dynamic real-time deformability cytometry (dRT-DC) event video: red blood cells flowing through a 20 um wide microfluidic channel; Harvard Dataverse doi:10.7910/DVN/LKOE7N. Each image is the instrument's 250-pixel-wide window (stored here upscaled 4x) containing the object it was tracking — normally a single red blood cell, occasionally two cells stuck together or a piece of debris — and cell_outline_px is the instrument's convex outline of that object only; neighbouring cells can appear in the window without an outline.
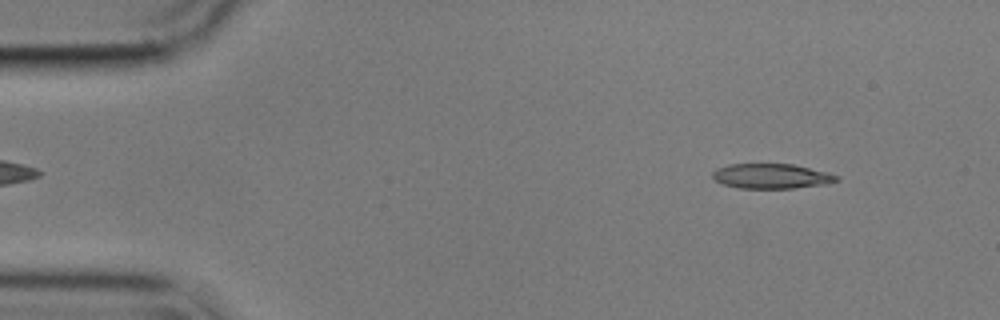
{"species": "common noctule bat (a hibernating species)", "species_latin": "Nyctalus noctula", "temperature_condition": "cold", "stored_images_in_passage": 55, "camera_frame_rate_fps": 3000, "um_per_image_px": 0.085, "animal": {"sex": "male", "body_mass_g": 17.9}, "frame": {"image": 1, "passage_image": 6, "time_ms": 1.667, "image_size_px": [1000, 320], "cell_outline_px": [[840, 180], [824, 184], [796, 188], [740, 188], [724, 184], [716, 180], [712, 176], [712, 172], [716, 168], [728, 164], [792, 164], [828, 172], [840, 176]], "centroid_in_image_um": [65.59, 14.97], "position_along_channel_um": 19.4, "area_um2": 17.98}}
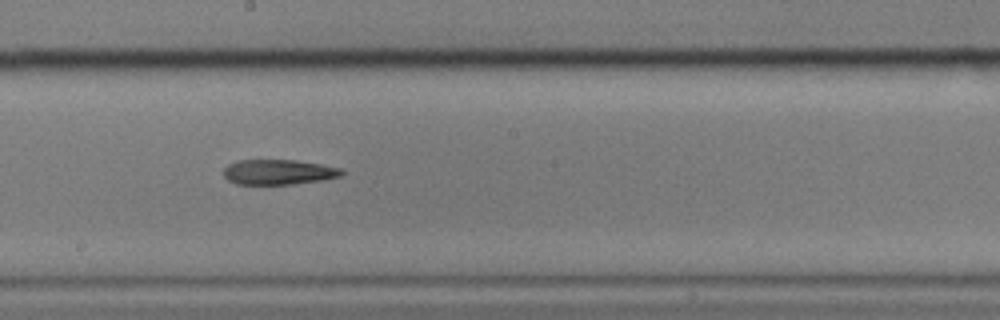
{"frame": {"image": 2, "passage_image": 30, "time_ms": 9.667, "image_size_px": [1000, 320], "cell_outline_px": [[344, 172], [340, 176], [324, 180], [292, 184], [236, 184], [228, 180], [224, 176], [224, 168], [228, 164], [240, 160], [296, 160], [320, 164], [340, 168]], "centroid_in_image_um": [23.66, 14.62], "position_along_channel_um": 224.5, "area_um2": 17.22}}
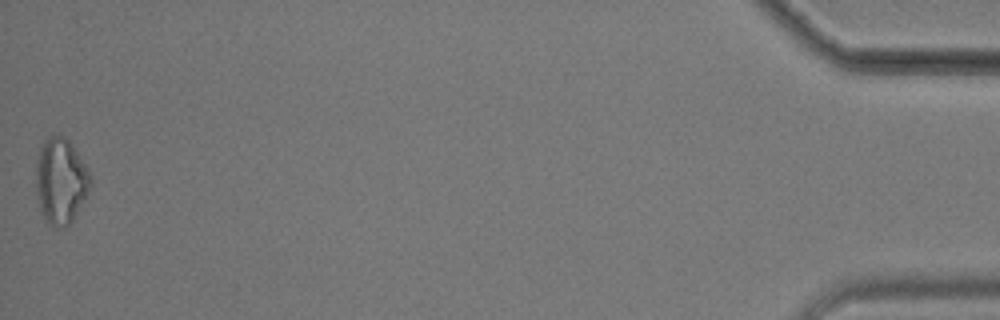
{"frame": {"image": 3, "passage_image": 55, "time_ms": 18.0, "image_size_px": [1000, 320], "cell_outline_px": [[92, 184], [88, 192], [72, 220], [64, 228], [56, 228], [48, 224], [40, 212], [36, 196], [36, 160], [40, 144], [48, 136], [56, 132], [60, 132], [72, 144], [88, 168], [92, 176]], "centroid_in_image_um": [5.14, 15.34], "position_along_channel_um": 430.1, "area_um2": 27.92}}